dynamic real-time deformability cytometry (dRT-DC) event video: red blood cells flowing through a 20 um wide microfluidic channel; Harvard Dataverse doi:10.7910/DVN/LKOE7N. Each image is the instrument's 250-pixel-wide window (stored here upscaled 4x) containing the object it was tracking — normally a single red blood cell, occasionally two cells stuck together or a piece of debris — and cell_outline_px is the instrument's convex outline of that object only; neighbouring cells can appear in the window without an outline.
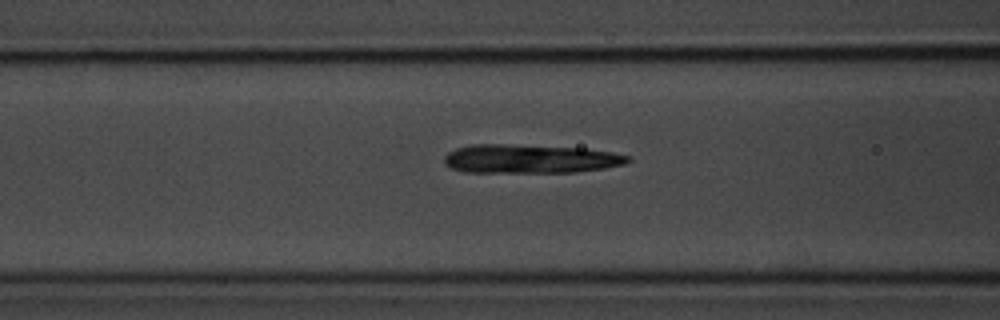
{"species": "common noctule bat (a hibernating species)", "species_latin": "Nyctalus noctula", "temperature_condition": "room temperature", "stored_images_in_passage": 39, "camera_frame_rate_fps": 3000, "um_per_image_px": 0.085, "animal": {"sex": "male", "body_mass_g": 20.1, "forearm_length_mm": 53.5}, "frame": {"image": 1, "passage_image": 5, "time_ms": 1.333, "image_size_px": [1000, 320], "cell_outline_px": [[632, 160], [624, 164], [604, 168], [576, 172], [464, 172], [452, 168], [444, 164], [444, 156], [448, 152], [456, 148], [472, 144], [504, 144], [584, 148], [612, 152], [632, 156]], "centroid_in_image_um": [45.07, 13.5], "position_along_channel_um": 121.5, "area_um2": 30.98}}
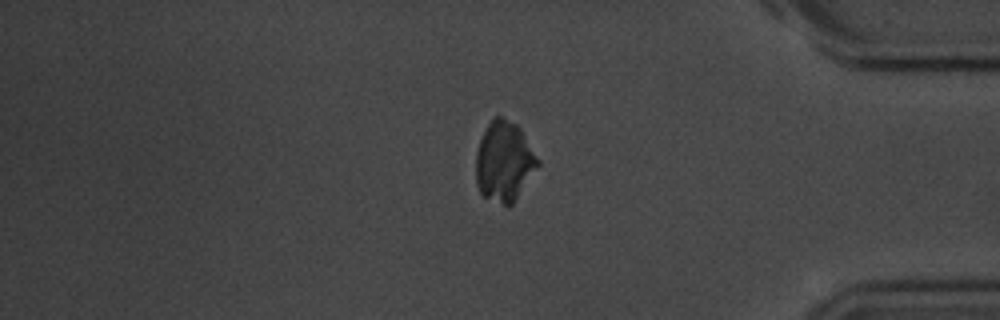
{"frame": {"image": 2, "passage_image": 30, "time_ms": 9.667, "image_size_px": [1000, 320], "cell_outline_px": [[540, 164], [512, 204], [508, 208], [484, 196], [480, 192], [476, 184], [476, 152], [480, 140], [488, 124], [496, 116], [500, 116], [516, 124], [520, 128], [540, 160]], "centroid_in_image_um": [42.86, 13.75], "position_along_channel_um": 392.3, "area_um2": 28.78}}
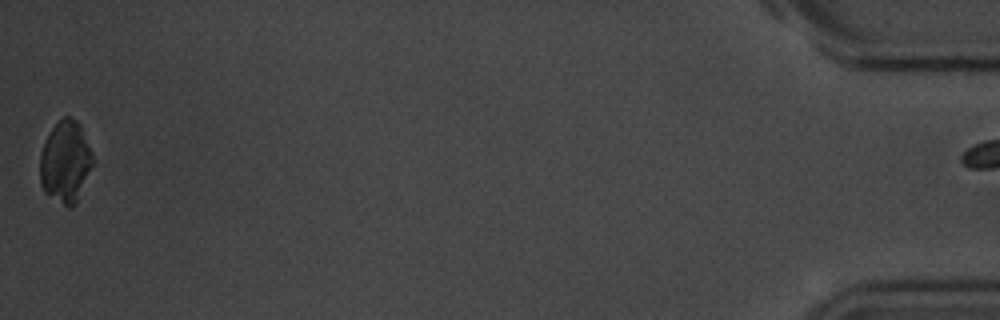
{"frame": {"image": 3, "passage_image": 39, "time_ms": 12.667, "image_size_px": [1000, 320], "cell_outline_px": [[92, 164], [76, 204], [72, 208], [68, 208], [44, 192], [40, 184], [40, 156], [44, 144], [52, 128], [64, 116], [68, 116], [76, 120], [80, 124], [92, 152]], "centroid_in_image_um": [5.55, 13.77], "position_along_channel_um": 429.6, "area_um2": 24.91}}